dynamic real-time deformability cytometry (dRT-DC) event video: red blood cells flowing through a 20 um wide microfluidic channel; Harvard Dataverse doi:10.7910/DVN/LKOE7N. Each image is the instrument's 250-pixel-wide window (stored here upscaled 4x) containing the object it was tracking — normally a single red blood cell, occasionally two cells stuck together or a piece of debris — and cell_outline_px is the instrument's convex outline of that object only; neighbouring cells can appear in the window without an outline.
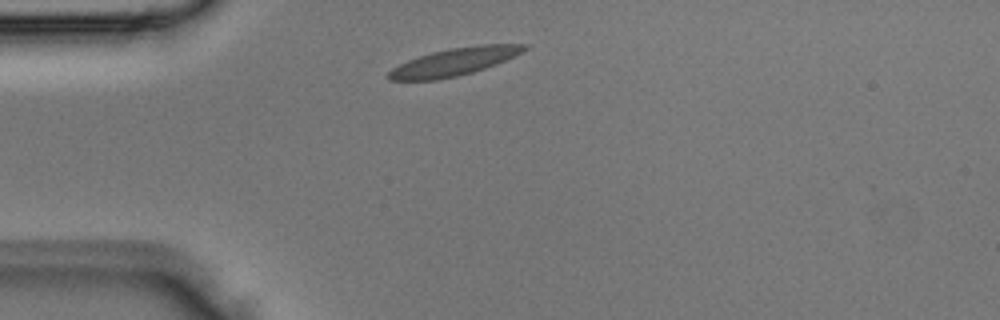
{"species": "Egyptian fruit bat (a non-hibernating species)", "species_latin": "Rousettus aegyptiacus", "temperature_condition": "room temperature", "stored_images_in_passage": 1, "camera_frame_rate_fps": 3000, "um_per_image_px": 0.085, "animal": {"sex": "male"}, "frame": {"image": 1, "passage_image": 1, "time_ms": 0.0, "image_size_px": [1000, 320], "cell_outline_px": [[528, 48], [524, 52], [496, 64], [472, 72], [456, 76], [436, 80], [388, 80], [388, 72], [392, 68], [408, 60], [432, 52], [448, 48], [476, 44], [528, 44]], "centroid_in_image_um": [38.64, 5.24], "position_along_channel_um": 46.4, "area_um2": 21.79}}